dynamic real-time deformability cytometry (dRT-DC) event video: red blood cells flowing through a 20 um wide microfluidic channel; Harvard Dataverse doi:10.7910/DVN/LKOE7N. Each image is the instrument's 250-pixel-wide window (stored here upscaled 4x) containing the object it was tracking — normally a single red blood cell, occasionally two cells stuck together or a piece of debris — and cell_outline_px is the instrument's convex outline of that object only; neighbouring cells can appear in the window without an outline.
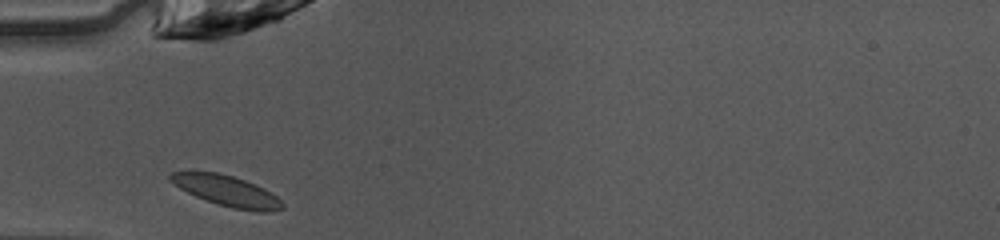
{"species": "common noctule bat (a hibernating species)", "species_latin": "Nyctalus noctula", "temperature_condition": "warm", "stored_images_in_passage": 26, "camera_frame_rate_fps": 3000, "um_per_image_px": 0.085, "animal": {"sex": "female", "body_mass_g": 10.0, "forearm_length_mm": 53.1}, "frame": {"image": 1, "passage_image": 1, "time_ms": 0.0, "image_size_px": [1000, 240], "cell_outline_px": [[284, 208], [272, 212], [256, 212], [232, 208], [216, 204], [196, 196], [180, 188], [168, 176], [172, 172], [188, 168], [220, 172], [256, 184], [272, 192], [284, 204]], "centroid_in_image_um": [19.26, 16.19], "position_along_channel_um": 65.7, "area_um2": 20.63}}
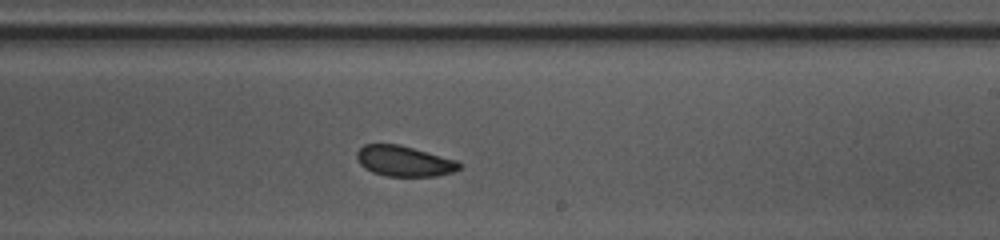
{"frame": {"image": 2, "passage_image": 15, "time_ms": 4.667, "image_size_px": [1000, 240], "cell_outline_px": [[460, 168], [452, 172], [436, 176], [384, 176], [372, 172], [364, 168], [360, 164], [356, 156], [356, 152], [364, 144], [396, 144], [412, 148], [456, 160], [460, 164]], "centroid_in_image_um": [34.3, 13.7], "position_along_channel_um": 254.7, "area_um2": 18.03}}
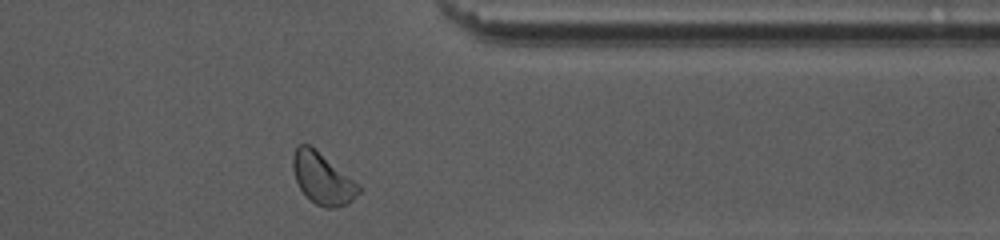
{"frame": {"image": 3, "passage_image": 25, "time_ms": 8.0, "image_size_px": [1000, 240], "cell_outline_px": [[360, 192], [348, 204], [336, 208], [324, 208], [316, 204], [300, 188], [296, 180], [292, 168], [292, 156], [296, 144], [308, 144], [316, 148], [360, 184]], "centroid_in_image_um": [27.42, 15.14], "position_along_channel_um": 384.0, "area_um2": 19.94}, "authors_computed_cell_mechanics": {"area_um2": 18.9006, "velocity_mm_per_s": 4.0593, "shape_relaxation_time_tau1_ms": 1.5422, "shape_relaxation_time_tau2_ms": 4.0702, "deformation_change_tau1": 0.0559, "deformation_change_tau2": 0.0617}}